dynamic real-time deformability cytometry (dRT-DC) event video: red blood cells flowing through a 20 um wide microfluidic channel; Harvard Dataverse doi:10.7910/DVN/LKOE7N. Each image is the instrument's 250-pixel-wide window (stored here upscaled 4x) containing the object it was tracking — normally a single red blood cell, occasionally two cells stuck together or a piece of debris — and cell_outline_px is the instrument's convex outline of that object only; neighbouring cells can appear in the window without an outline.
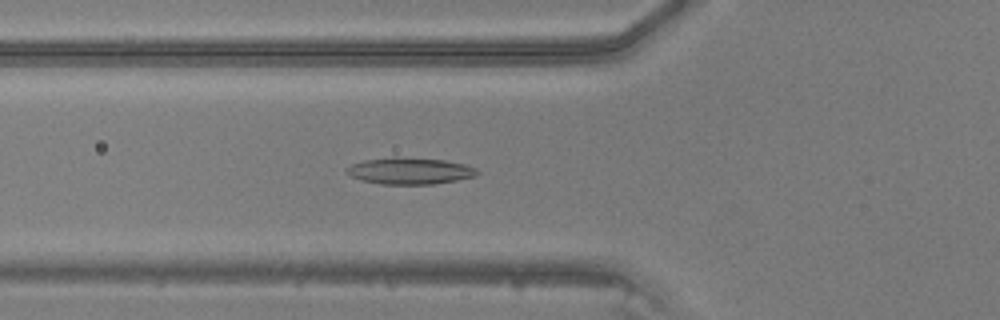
{"species": "common noctule bat (a hibernating species)", "species_latin": "Nyctalus noctula", "temperature_condition": "warm", "stored_images_in_passage": 47, "camera_frame_rate_fps": 3000, "um_per_image_px": 0.085, "animal": {"sex": "male", "body_mass_g": 20.5, "forearm_length_mm": 52.5}, "frame": {"image": 1, "passage_image": 18, "time_ms": 5.667, "image_size_px": [1000, 320], "cell_outline_px": [[480, 172], [476, 176], [456, 180], [432, 184], [380, 184], [360, 180], [344, 172], [344, 168], [352, 164], [364, 160], [392, 156], [396, 156], [444, 160], [464, 164], [476, 168]], "centroid_in_image_um": [34.79, 14.52], "position_along_channel_um": 91.0, "area_um2": 20.46}}
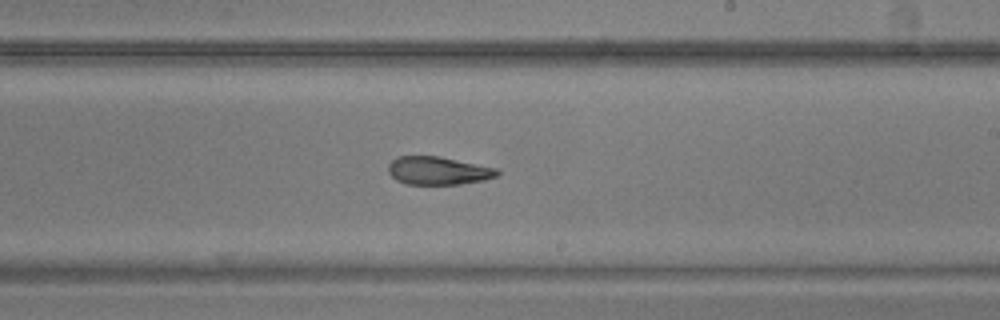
{"frame": {"image": 2, "passage_image": 29, "time_ms": 9.333, "image_size_px": [1000, 320], "cell_outline_px": [[500, 172], [496, 176], [484, 180], [460, 184], [408, 184], [396, 180], [388, 172], [388, 164], [396, 156], [440, 156], [496, 168]], "centroid_in_image_um": [37.22, 14.5], "position_along_channel_um": 251.8, "area_um2": 17.8}}
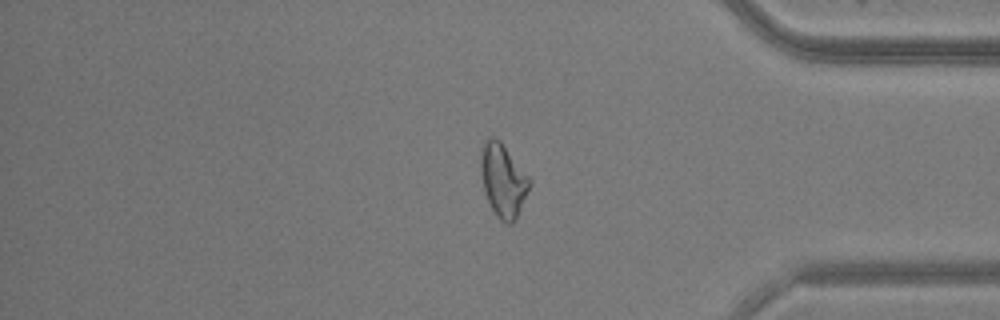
{"frame": {"image": 3, "passage_image": 40, "time_ms": 13.0, "image_size_px": [1000, 320], "cell_outline_px": [[532, 184], [516, 220], [512, 224], [508, 224], [500, 220], [496, 216], [484, 192], [480, 172], [480, 148], [484, 140], [488, 136], [492, 136], [500, 140], [532, 180]], "centroid_in_image_um": [42.76, 15.31], "position_along_channel_um": 392.4, "area_um2": 21.27}}